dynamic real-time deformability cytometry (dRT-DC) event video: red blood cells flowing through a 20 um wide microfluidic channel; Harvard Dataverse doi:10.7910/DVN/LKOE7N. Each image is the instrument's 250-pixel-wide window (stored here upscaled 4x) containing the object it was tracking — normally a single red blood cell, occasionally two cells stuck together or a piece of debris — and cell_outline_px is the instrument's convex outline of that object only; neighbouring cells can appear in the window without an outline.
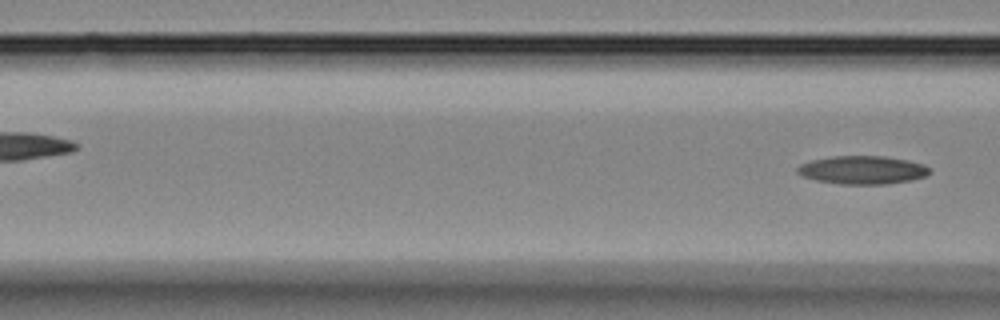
{"species": "Egyptian fruit bat (a non-hibernating species)", "species_latin": "Rousettus aegyptiacus", "temperature_condition": "room temperature", "stored_images_in_passage": 4, "segment_of_instrument_passage": [2, 2], "camera_frame_rate_fps": 3000, "um_per_image_px": 0.085, "animal": {"sex": "female"}, "frame": {"image": 1, "passage_image": 4, "time_ms": 1.0, "image_size_px": [1000, 320], "cell_outline_px": [[932, 172], [924, 176], [912, 180], [884, 184], [840, 184], [816, 180], [804, 176], [796, 172], [796, 168], [800, 164], [812, 160], [828, 156], [884, 156], [908, 160], [924, 164]], "centroid_in_image_um": [73.3, 14.44], "position_along_channel_um": 93.3, "area_um2": 21.79}}